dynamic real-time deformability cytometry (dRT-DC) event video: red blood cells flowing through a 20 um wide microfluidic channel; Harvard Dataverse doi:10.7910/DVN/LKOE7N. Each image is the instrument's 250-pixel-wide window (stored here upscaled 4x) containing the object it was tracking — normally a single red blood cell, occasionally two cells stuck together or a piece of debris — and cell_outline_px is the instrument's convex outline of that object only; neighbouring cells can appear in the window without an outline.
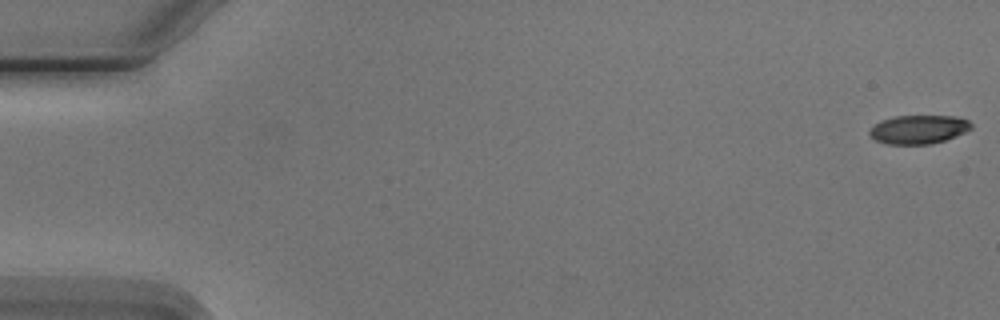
{"species": "Egyptian fruit bat (a non-hibernating species)", "species_latin": "Rousettus aegyptiacus", "temperature_condition": "cold", "stored_images_in_passage": 10, "camera_frame_rate_fps": 3000, "um_per_image_px": 0.085, "animal": {"sex": "male"}, "frame": {"image": 1, "passage_image": 1, "time_ms": 0.0, "image_size_px": [1000, 320], "cell_outline_px": [[972, 128], [964, 132], [944, 140], [932, 144], [884, 144], [876, 140], [868, 132], [876, 124], [884, 120], [896, 116], [956, 116], [968, 120], [972, 124]], "centroid_in_image_um": [78.1, 11.0], "position_along_channel_um": 6.9, "area_um2": 16.76}}
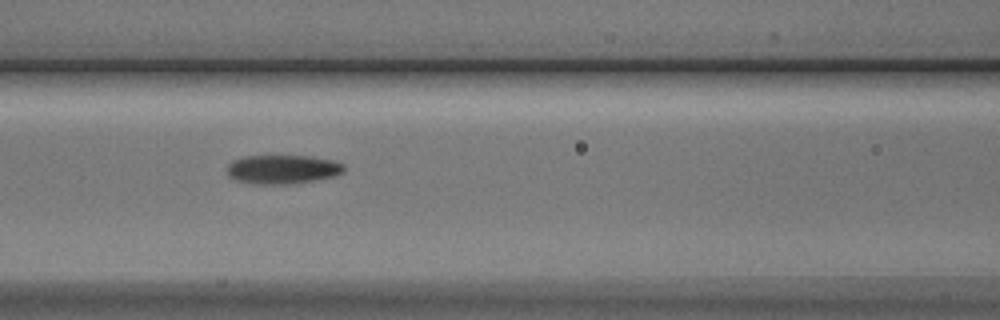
{"frame": {"image": 2, "passage_image": 7, "time_ms": 7.667, "image_size_px": [1000, 320], "cell_outline_px": [[344, 172], [336, 176], [288, 184], [252, 184], [236, 180], [228, 176], [228, 164], [232, 160], [244, 156], [312, 156], [336, 160], [344, 164]], "centroid_in_image_um": [24.03, 14.38], "position_along_channel_um": 142.6, "area_um2": 19.88}}
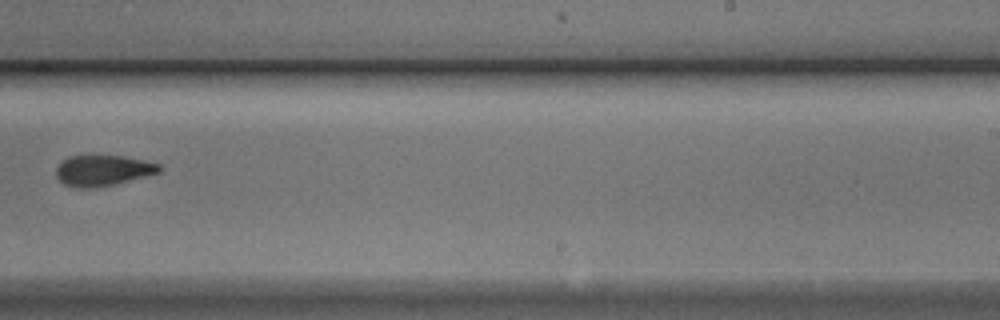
{"frame": {"image": 3, "passage_image": 10, "time_ms": 11.333, "image_size_px": [1000, 320], "cell_outline_px": [[160, 172], [112, 184], [92, 188], [76, 188], [64, 184], [56, 176], [56, 168], [68, 156], [120, 156], [144, 160], [160, 164]], "centroid_in_image_um": [8.71, 14.49], "position_along_channel_um": 280.3, "area_um2": 18.09}}